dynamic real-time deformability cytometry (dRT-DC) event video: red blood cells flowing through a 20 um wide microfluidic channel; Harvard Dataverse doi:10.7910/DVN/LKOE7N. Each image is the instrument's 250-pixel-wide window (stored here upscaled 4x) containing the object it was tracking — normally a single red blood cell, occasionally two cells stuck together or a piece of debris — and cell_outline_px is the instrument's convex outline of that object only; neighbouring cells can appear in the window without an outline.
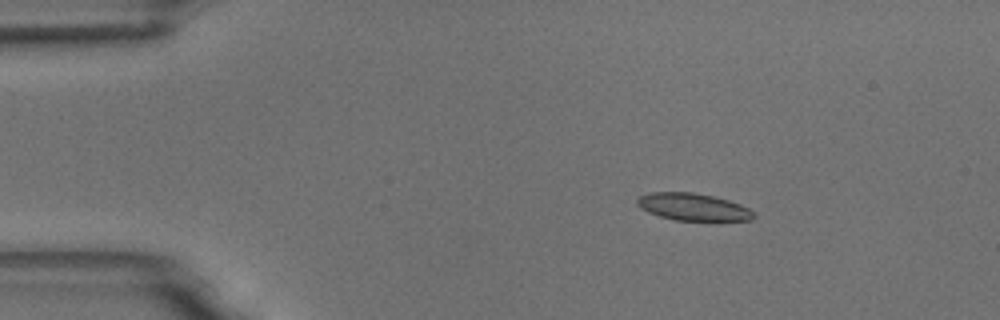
{"species": "common noctule bat (a hibernating species)", "species_latin": "Nyctalus noctula", "temperature_condition": "room temperature", "stored_images_in_passage": 4, "camera_frame_rate_fps": 3000, "um_per_image_px": 0.085, "animal": {"sex": "male", "body_mass_g": 18.8}, "frame": {"image": 1, "passage_image": 2, "time_ms": 1.333, "image_size_px": [1000, 320], "cell_outline_px": [[756, 216], [752, 220], [676, 220], [660, 216], [648, 212], [640, 208], [636, 204], [636, 200], [640, 196], [648, 192], [692, 192], [712, 196], [728, 200], [740, 204], [748, 208]], "centroid_in_image_um": [58.88, 17.58], "position_along_channel_um": 26.1, "area_um2": 18.38}}